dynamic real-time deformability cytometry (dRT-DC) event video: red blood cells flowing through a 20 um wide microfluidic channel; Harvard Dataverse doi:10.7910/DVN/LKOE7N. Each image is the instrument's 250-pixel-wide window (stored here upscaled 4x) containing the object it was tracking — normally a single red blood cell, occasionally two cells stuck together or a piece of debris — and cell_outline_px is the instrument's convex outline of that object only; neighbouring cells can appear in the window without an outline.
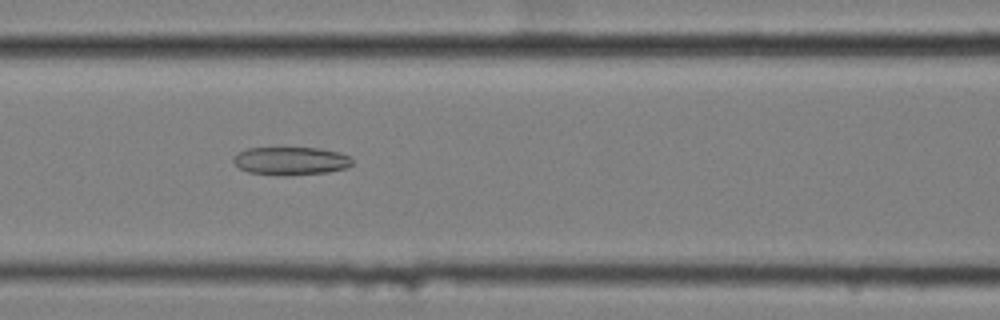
{"species": "common noctule bat (a hibernating species)", "species_latin": "Nyctalus noctula", "temperature_condition": "cold", "stored_images_in_passage": 46, "camera_frame_rate_fps": 3000, "um_per_image_px": 0.085, "animal": {"sex": "female", "body_mass_g": 25.1}, "frame": {"image": 1, "passage_image": 13, "time_ms": 4.0, "image_size_px": [1000, 320], "cell_outline_px": [[352, 164], [348, 168], [328, 172], [248, 172], [240, 168], [232, 160], [240, 152], [248, 148], [320, 148], [340, 152], [348, 156], [352, 160]], "centroid_in_image_um": [24.79, 13.62], "position_along_channel_um": 141.8, "area_um2": 18.26}}
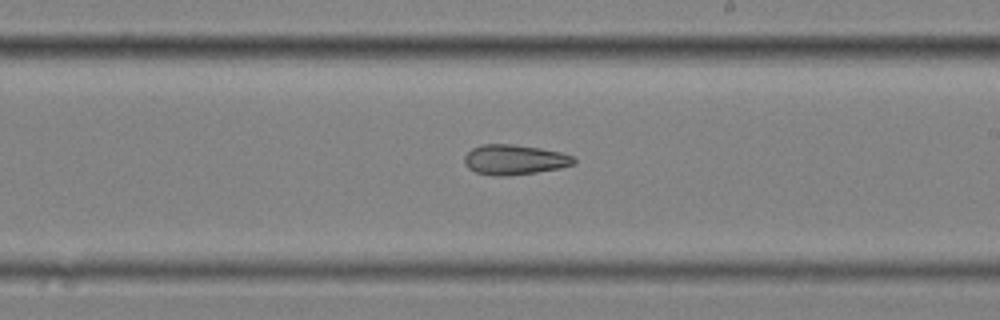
{"frame": {"image": 2, "passage_image": 22, "time_ms": 7.0, "image_size_px": [1000, 320], "cell_outline_px": [[576, 164], [560, 168], [536, 172], [504, 176], [492, 176], [476, 172], [468, 168], [464, 164], [464, 156], [472, 148], [480, 144], [512, 144], [540, 148], [560, 152], [572, 156], [576, 160]], "centroid_in_image_um": [43.71, 13.57], "position_along_channel_um": 245.3, "area_um2": 19.25}}
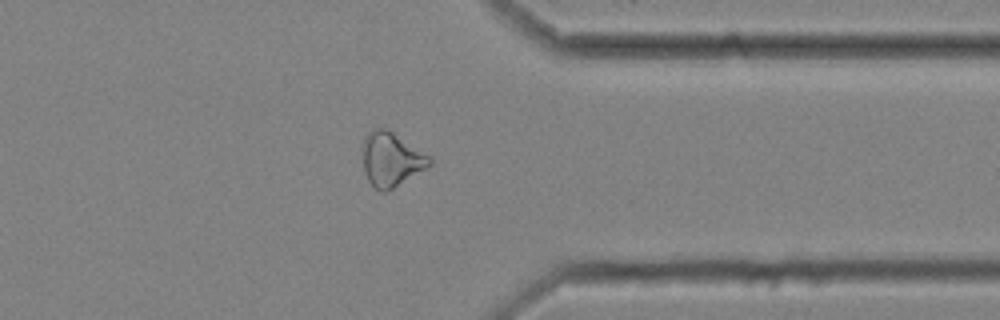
{"frame": {"image": 3, "passage_image": 34, "time_ms": 11.0, "image_size_px": [1000, 320], "cell_outline_px": [[432, 164], [392, 188], [384, 192], [380, 192], [368, 180], [364, 172], [364, 136], [372, 128], [388, 128], [432, 156]], "centroid_in_image_um": [33.28, 13.5], "position_along_channel_um": 378.1, "area_um2": 21.04}}